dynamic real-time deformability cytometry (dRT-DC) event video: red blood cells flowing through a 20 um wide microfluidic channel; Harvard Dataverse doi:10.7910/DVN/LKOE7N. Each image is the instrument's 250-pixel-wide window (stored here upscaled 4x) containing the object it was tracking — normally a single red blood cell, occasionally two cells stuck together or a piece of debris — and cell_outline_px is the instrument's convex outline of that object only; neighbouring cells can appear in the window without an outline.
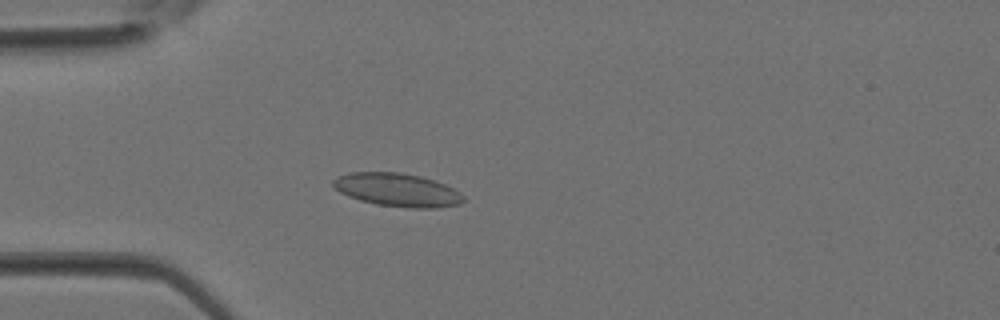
{"species": "Egyptian fruit bat (a non-hibernating species)", "species_latin": "Rousettus aegyptiacus", "temperature_condition": "room temperature", "stored_images_in_passage": 33, "camera_frame_rate_fps": 3000, "um_per_image_px": 0.085, "animal": {"sex": "female"}, "frame": {"image": 1, "passage_image": 6, "time_ms": 1.667, "image_size_px": [1000, 320], "cell_outline_px": [[464, 200], [460, 204], [436, 208], [412, 208], [376, 204], [360, 200], [348, 196], [340, 192], [332, 184], [332, 180], [336, 176], [348, 172], [400, 172], [420, 176], [444, 184], [460, 192], [464, 196]], "centroid_in_image_um": [33.75, 16.13], "position_along_channel_um": 51.3, "area_um2": 25.26}}
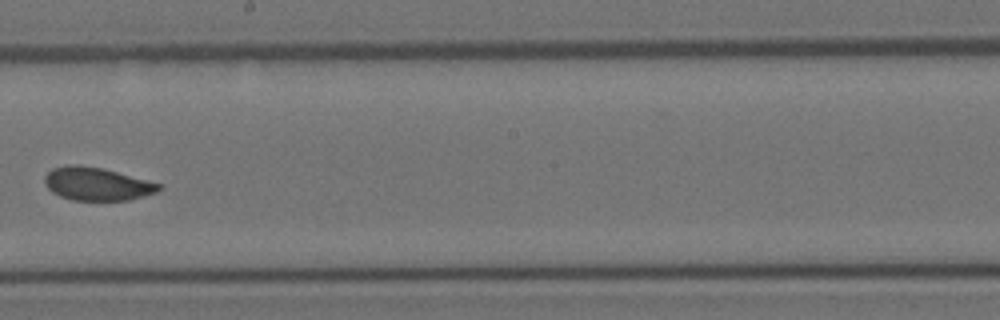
{"frame": {"image": 2, "passage_image": 17, "time_ms": 5.333, "image_size_px": [1000, 320], "cell_outline_px": [[160, 188], [156, 192], [144, 196], [128, 200], [72, 200], [60, 196], [52, 192], [48, 188], [44, 180], [44, 176], [52, 168], [68, 164], [80, 164], [104, 168], [160, 184]], "centroid_in_image_um": [8.19, 15.62], "position_along_channel_um": 240.0, "area_um2": 21.96}}
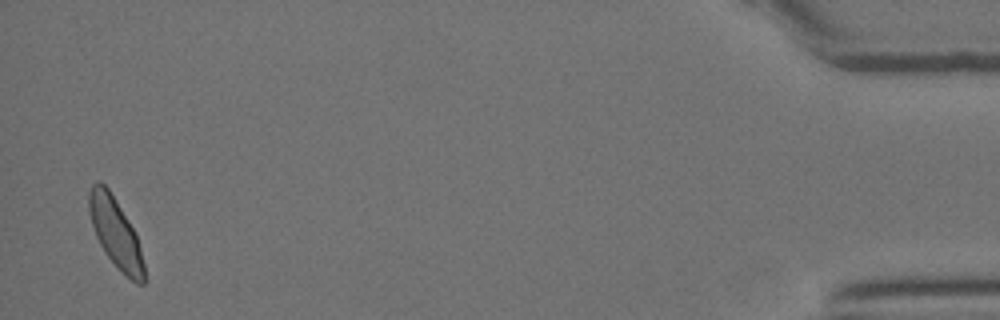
{"frame": {"image": 3, "passage_image": 32, "time_ms": 10.333, "image_size_px": [1000, 320], "cell_outline_px": [[144, 284], [136, 284], [120, 272], [116, 268], [104, 252], [96, 236], [88, 212], [88, 192], [92, 184], [96, 180], [100, 180], [108, 188], [136, 232], [144, 264]], "centroid_in_image_um": [9.81, 19.79], "position_along_channel_um": 425.4, "area_um2": 22.6}}